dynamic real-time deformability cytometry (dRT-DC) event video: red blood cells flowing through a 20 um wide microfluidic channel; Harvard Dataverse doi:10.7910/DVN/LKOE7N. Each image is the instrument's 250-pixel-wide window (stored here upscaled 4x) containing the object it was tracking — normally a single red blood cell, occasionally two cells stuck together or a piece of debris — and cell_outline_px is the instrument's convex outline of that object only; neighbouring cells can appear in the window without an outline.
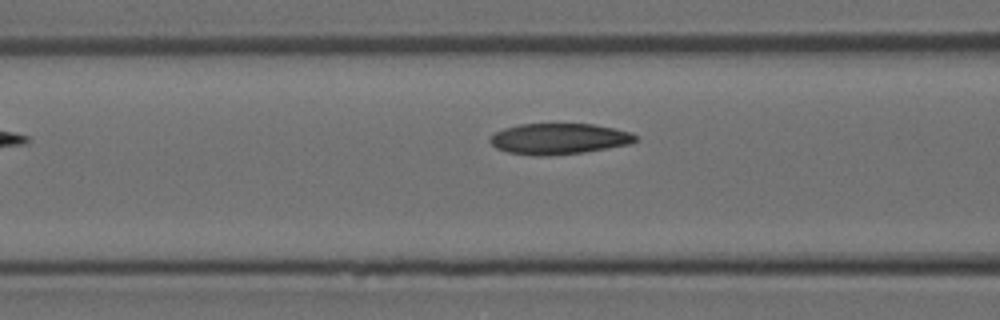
{"species": "Egyptian fruit bat (a non-hibernating species)", "species_latin": "Rousettus aegyptiacus", "temperature_condition": "room temperature", "stored_images_in_passage": 6, "camera_frame_rate_fps": 3000, "um_per_image_px": 0.085, "animal": {"sex": "female"}, "frame": {"image": 1, "passage_image": 6, "time_ms": 1.667, "image_size_px": [1000, 320], "cell_outline_px": [[636, 140], [628, 144], [584, 152], [544, 156], [536, 156], [508, 152], [496, 148], [488, 140], [496, 132], [504, 128], [520, 124], [592, 124], [632, 132], [636, 136]], "centroid_in_image_um": [47.48, 11.8], "position_along_channel_um": 119.1, "area_um2": 25.95}}